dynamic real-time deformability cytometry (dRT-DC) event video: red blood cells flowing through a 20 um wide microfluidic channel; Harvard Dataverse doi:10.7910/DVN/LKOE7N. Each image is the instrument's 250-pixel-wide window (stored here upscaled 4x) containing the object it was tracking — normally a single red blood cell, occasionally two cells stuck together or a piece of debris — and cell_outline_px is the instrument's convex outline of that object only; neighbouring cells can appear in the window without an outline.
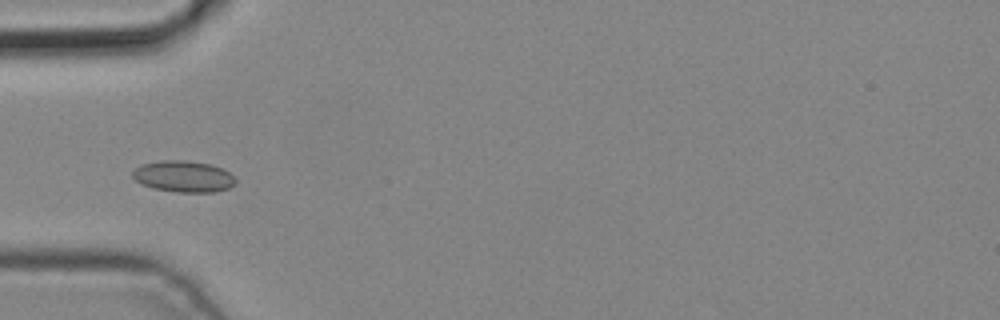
{"species": "common noctule bat (a hibernating species)", "species_latin": "Nyctalus noctula", "temperature_condition": "cold", "stored_images_in_passage": 4, "camera_frame_rate_fps": 3000, "um_per_image_px": 0.085, "animal": {"sex": "male", "body_mass_g": 19.2, "forearm_length_mm": 51.8}, "frame": {"image": 1, "passage_image": 2, "time_ms": 0.333, "image_size_px": [1000, 320], "cell_outline_px": [[236, 184], [228, 188], [212, 192], [176, 192], [152, 188], [140, 184], [132, 176], [132, 172], [140, 164], [160, 160], [184, 160], [212, 164], [228, 172], [236, 180]], "centroid_in_image_um": [15.56, 14.99], "position_along_channel_um": 69.4, "area_um2": 18.9}}
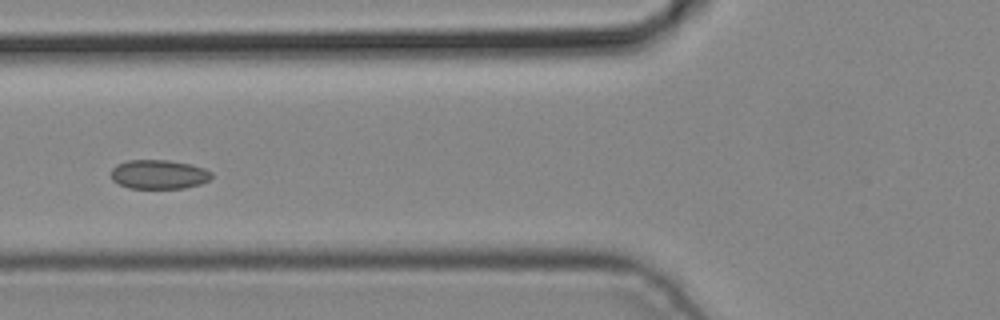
{"frame": {"image": 2, "passage_image": 3, "time_ms": 0.667, "image_size_px": [1000, 320], "cell_outline_px": [[212, 176], [208, 180], [200, 184], [184, 188], [128, 188], [112, 180], [112, 168], [116, 164], [128, 160], [168, 160], [192, 164], [204, 168], [212, 172]], "centroid_in_image_um": [13.51, 14.81], "position_along_channel_um": 112.3, "area_um2": 17.11}}
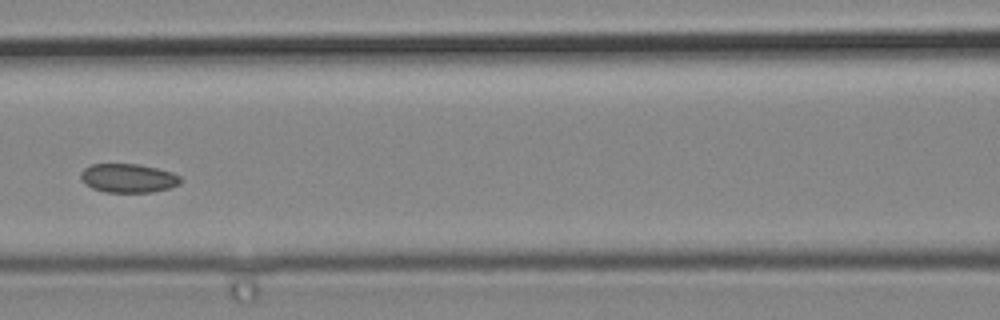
{"frame": {"image": 3, "passage_image": 4, "time_ms": 1.0, "image_size_px": [1000, 320], "cell_outline_px": [[184, 180], [180, 184], [168, 188], [152, 192], [104, 192], [92, 188], [84, 184], [80, 176], [80, 172], [84, 168], [92, 164], [140, 164], [172, 172], [180, 176]], "centroid_in_image_um": [10.9, 15.14], "position_along_channel_um": 155.7, "area_um2": 16.94}}